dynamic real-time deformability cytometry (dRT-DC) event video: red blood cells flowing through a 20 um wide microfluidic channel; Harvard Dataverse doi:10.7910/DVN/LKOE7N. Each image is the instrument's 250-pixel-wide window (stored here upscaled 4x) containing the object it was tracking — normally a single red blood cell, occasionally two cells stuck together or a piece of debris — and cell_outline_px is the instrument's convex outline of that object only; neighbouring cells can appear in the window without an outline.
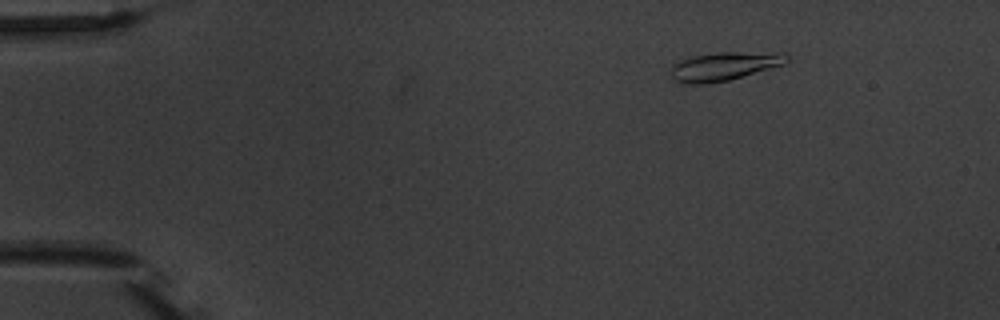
{"species": "common noctule bat (a hibernating species)", "species_latin": "Nyctalus noctula", "temperature_condition": "warm", "stored_images_in_passage": 6, "camera_frame_rate_fps": 3000, "um_per_image_px": 0.085, "animal": {"sex": "male", "body_mass_g": 20.1, "forearm_length_mm": 53.5}, "frame": {"image": 1, "passage_image": 2, "time_ms": 1.333, "image_size_px": [1000, 320], "cell_outline_px": [[788, 60], [784, 64], [728, 80], [704, 84], [688, 84], [672, 80], [672, 64], [680, 60], [692, 56], [716, 52], [776, 52], [788, 56]], "centroid_in_image_um": [61.51, 5.62], "position_along_channel_um": 23.5, "area_um2": 19.13}}
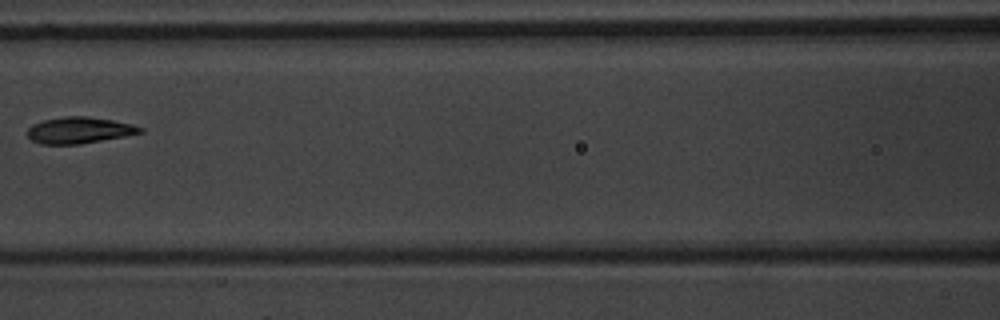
{"frame": {"image": 2, "passage_image": 6, "time_ms": 7.333, "image_size_px": [1000, 320], "cell_outline_px": [[144, 132], [124, 136], [80, 144], [40, 144], [32, 140], [28, 136], [28, 128], [32, 124], [44, 120], [64, 116], [88, 116], [112, 120], [132, 124], [144, 128]], "centroid_in_image_um": [6.74, 11.06], "position_along_channel_um": 159.9, "area_um2": 17.28}}